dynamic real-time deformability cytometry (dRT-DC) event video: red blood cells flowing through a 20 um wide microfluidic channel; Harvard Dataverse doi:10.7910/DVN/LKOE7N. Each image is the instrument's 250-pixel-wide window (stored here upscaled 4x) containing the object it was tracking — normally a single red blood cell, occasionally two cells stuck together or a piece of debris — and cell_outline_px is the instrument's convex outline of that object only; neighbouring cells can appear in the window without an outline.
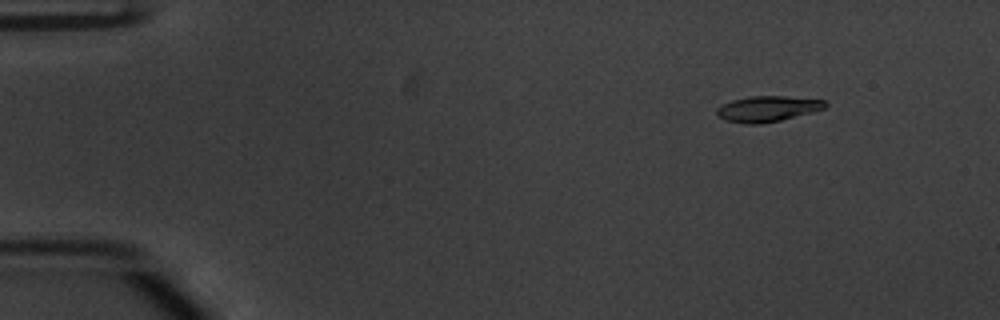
{"species": "common noctule bat (a hibernating species)", "species_latin": "Nyctalus noctula", "temperature_condition": "warm", "stored_images_in_passage": 54, "camera_frame_rate_fps": 3000, "um_per_image_px": 0.085, "animal": {"sex": "male", "body_mass_g": 20.1, "forearm_length_mm": 53.5}, "frame": {"image": 1, "passage_image": 7, "time_ms": 2.0, "image_size_px": [1000, 320], "cell_outline_px": [[828, 104], [824, 108], [812, 112], [780, 120], [760, 124], [748, 124], [724, 120], [716, 112], [716, 108], [732, 100], [752, 96], [784, 96], [824, 100]], "centroid_in_image_um": [65.24, 9.25], "position_along_channel_um": 19.8, "area_um2": 16.01}}
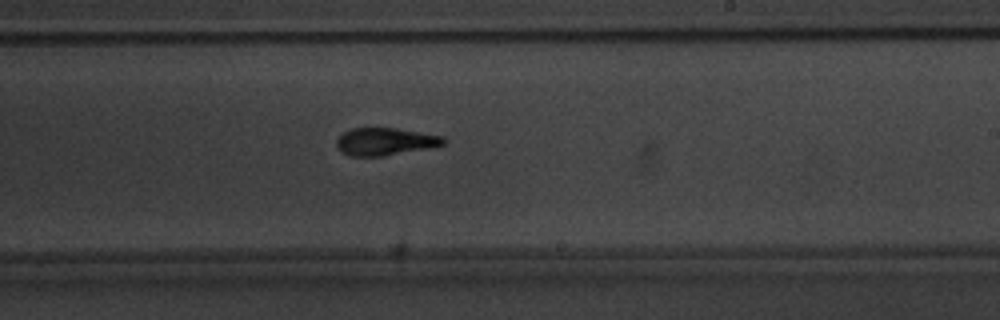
{"frame": {"image": 2, "passage_image": 33, "time_ms": 10.667, "image_size_px": [1000, 320], "cell_outline_px": [[448, 140], [444, 144], [428, 148], [384, 156], [352, 156], [340, 152], [336, 148], [336, 140], [344, 132], [352, 128], [396, 128], [444, 136]], "centroid_in_image_um": [32.73, 12.03], "position_along_channel_um": 256.3, "area_um2": 17.22}}
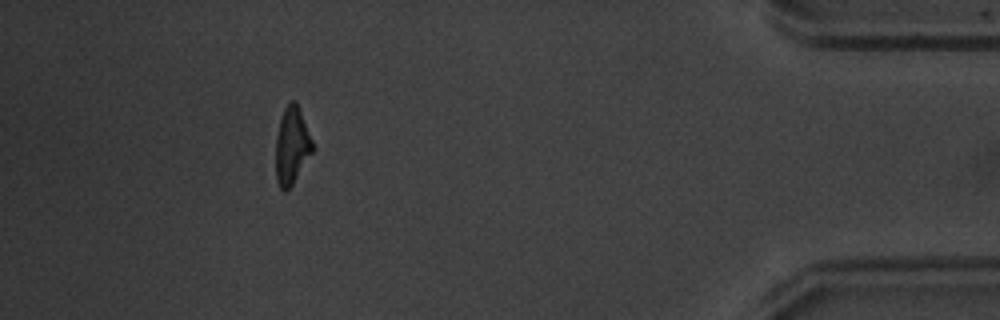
{"frame": {"image": 3, "passage_image": 49, "time_ms": 16.0, "image_size_px": [1000, 320], "cell_outline_px": [[312, 152], [292, 184], [284, 192], [280, 188], [276, 180], [276, 136], [280, 120], [284, 108], [292, 100], [296, 100], [300, 108], [312, 140]], "centroid_in_image_um": [24.79, 12.35], "position_along_channel_um": 410.4, "area_um2": 16.3}, "authors_computed_cell_mechanics": {"area_um2": 17.1955, "velocity_mm_per_s": 3.8631, "shape_relaxation_time_tau1_ms": 3.171, "shape_relaxation_time_tau2_ms": 2.9765, "deformation_change_tau1": 0.1943, "deformation_change_tau2": 0.1161}}